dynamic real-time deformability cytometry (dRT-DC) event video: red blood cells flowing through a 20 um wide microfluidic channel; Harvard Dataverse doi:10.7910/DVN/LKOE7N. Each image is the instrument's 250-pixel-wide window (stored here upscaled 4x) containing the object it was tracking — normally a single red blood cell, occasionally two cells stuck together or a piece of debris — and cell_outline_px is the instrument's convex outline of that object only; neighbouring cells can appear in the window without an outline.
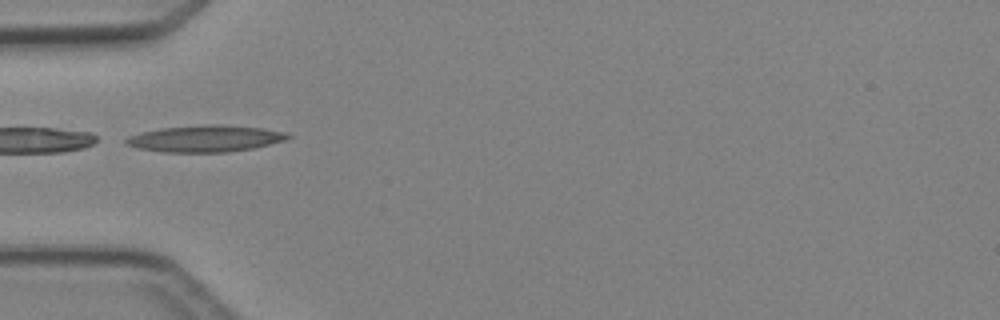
{"species": "Egyptian fruit bat (a non-hibernating species)", "species_latin": "Rousettus aegyptiacus", "temperature_condition": "cold", "stored_images_in_passage": 1, "camera_frame_rate_fps": 3000, "um_per_image_px": 0.085, "animal": {"sex": "female"}, "frame": {"image": 1, "passage_image": 1, "time_ms": 0.0, "image_size_px": [1000, 320], "cell_outline_px": [[292, 136], [288, 140], [252, 148], [228, 152], [160, 152], [136, 148], [124, 144], [124, 140], [128, 136], [160, 128], [204, 124], [220, 124], [264, 128], [288, 132]], "centroid_in_image_um": [17.47, 11.77], "position_along_channel_um": 67.5, "area_um2": 25.43}}